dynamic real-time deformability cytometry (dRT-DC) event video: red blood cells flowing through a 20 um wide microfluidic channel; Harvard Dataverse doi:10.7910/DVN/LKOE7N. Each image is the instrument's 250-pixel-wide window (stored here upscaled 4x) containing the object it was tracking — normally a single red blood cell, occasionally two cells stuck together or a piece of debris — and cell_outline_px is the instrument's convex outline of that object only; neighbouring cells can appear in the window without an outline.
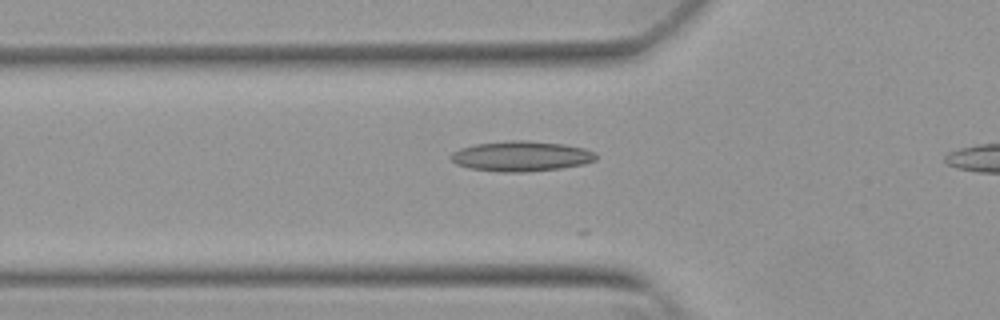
{"species": "Egyptian fruit bat (a non-hibernating species)", "species_latin": "Rousettus aegyptiacus", "temperature_condition": "warm", "stored_images_in_passage": 22, "camera_frame_rate_fps": 3000, "um_per_image_px": 0.085, "animal": {"sex": "female"}, "frame": {"image": 1, "passage_image": 19, "time_ms": 6.0, "image_size_px": [1000, 320], "cell_outline_px": [[596, 160], [584, 164], [560, 168], [524, 172], [500, 172], [468, 168], [456, 164], [448, 156], [452, 152], [460, 148], [476, 144], [508, 140], [524, 140], [564, 144], [584, 148], [596, 152]], "centroid_in_image_um": [44.28, 13.27], "position_along_channel_um": 81.5, "area_um2": 25.66}}